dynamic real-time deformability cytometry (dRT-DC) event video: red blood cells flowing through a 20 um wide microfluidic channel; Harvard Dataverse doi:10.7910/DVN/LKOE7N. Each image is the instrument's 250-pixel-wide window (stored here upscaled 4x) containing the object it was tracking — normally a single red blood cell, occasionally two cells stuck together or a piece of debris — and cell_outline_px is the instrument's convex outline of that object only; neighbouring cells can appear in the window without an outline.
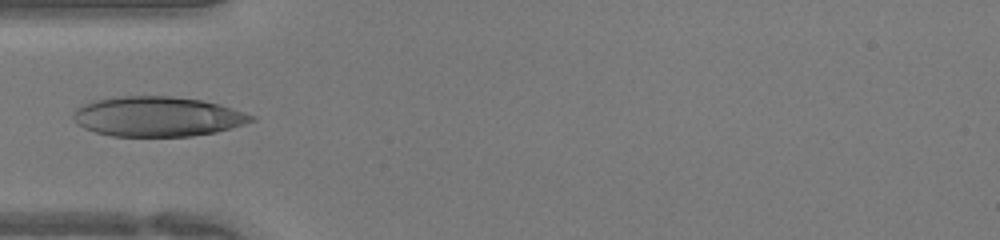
{"species": "human", "species_latin": "Homo sapiens", "temperature_condition": "warm", "stored_images_in_passage": 18, "camera_frame_rate_fps": 3000, "um_per_image_px": 0.085, "donor": {"sex": "female"}, "frame": {"image": 1, "passage_image": 13, "time_ms": 4.0, "image_size_px": [1000, 240], "cell_outline_px": [[256, 120], [244, 124], [216, 132], [192, 136], [112, 136], [96, 132], [84, 128], [76, 124], [72, 116], [76, 108], [84, 104], [96, 100], [124, 96], [172, 96], [204, 100], [256, 116]], "centroid_in_image_um": [13.38, 9.91], "position_along_channel_um": 71.6, "area_um2": 41.27}}